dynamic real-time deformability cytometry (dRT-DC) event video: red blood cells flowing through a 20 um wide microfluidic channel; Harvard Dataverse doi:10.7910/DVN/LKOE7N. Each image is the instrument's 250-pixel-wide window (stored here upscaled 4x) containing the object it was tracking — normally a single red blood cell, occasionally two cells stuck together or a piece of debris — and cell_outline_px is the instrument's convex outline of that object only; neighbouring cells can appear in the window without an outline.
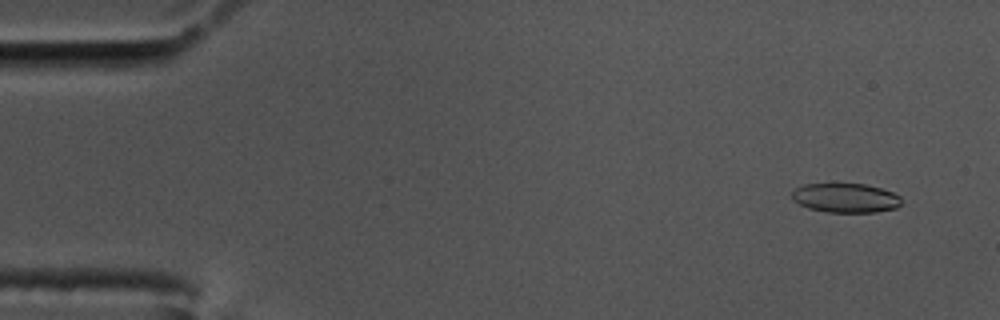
{"species": "common noctule bat (a hibernating species)", "species_latin": "Nyctalus noctula", "temperature_condition": "cold", "stored_images_in_passage": 58, "camera_frame_rate_fps": 3000, "um_per_image_px": 0.085, "animal": {"sex": "male", "body_mass_g": 17.5, "forearm_length_mm": 52.3}, "frame": {"image": 1, "passage_image": 4, "time_ms": 1.0, "image_size_px": [1000, 320], "cell_outline_px": [[900, 204], [896, 208], [876, 212], [828, 212], [808, 208], [792, 200], [792, 192], [796, 188], [804, 184], [864, 184], [880, 188], [892, 192], [900, 196]], "centroid_in_image_um": [71.86, 16.83], "position_along_channel_um": 13.1, "area_um2": 18.55}}
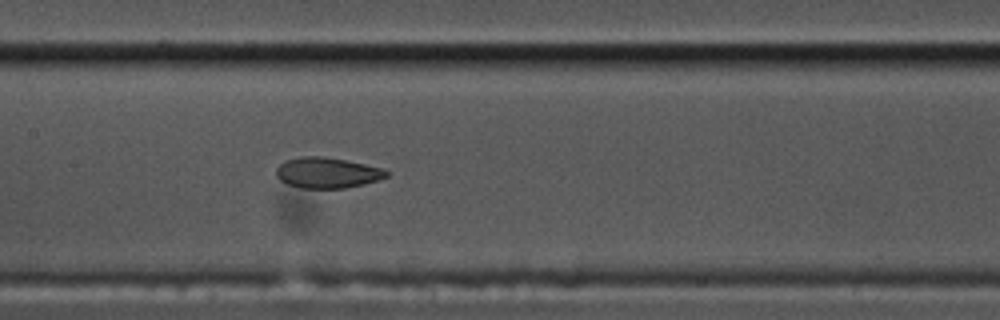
{"frame": {"image": 2, "passage_image": 28, "time_ms": 9.0, "image_size_px": [1000, 320], "cell_outline_px": [[388, 176], [380, 180], [364, 184], [344, 188], [300, 188], [288, 184], [280, 180], [276, 176], [276, 168], [284, 160], [300, 156], [324, 156], [384, 168], [388, 172]], "centroid_in_image_um": [27.8, 14.68], "position_along_channel_um": 179.6, "area_um2": 19.83}}
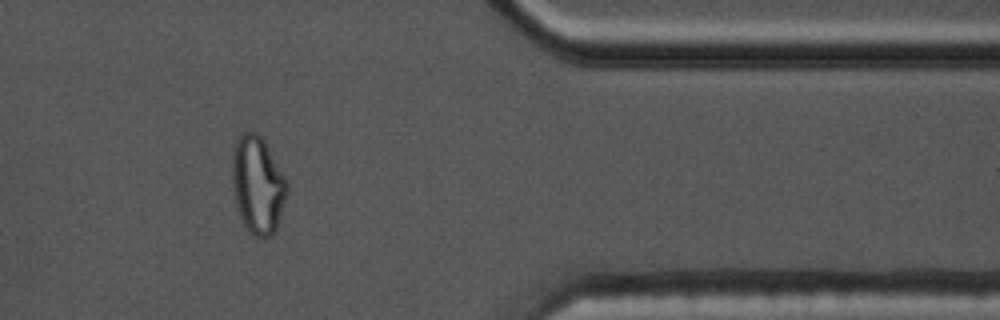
{"frame": {"image": 3, "passage_image": 48, "time_ms": 15.667, "image_size_px": [1000, 320], "cell_outline_px": [[288, 192], [276, 232], [268, 236], [256, 236], [248, 232], [240, 216], [236, 204], [232, 184], [232, 156], [236, 140], [244, 132], [256, 132], [264, 140], [288, 180]], "centroid_in_image_um": [21.93, 15.72], "position_along_channel_um": 389.5, "area_um2": 31.33}, "authors_computed_cell_mechanics": {"area_um2": 20.5768, "velocity_mm_per_s": 3.4609, "shape_relaxation_time_tau1_ms": null, "shape_relaxation_time_tau2_ms": 2.4064, "deformation_change_tau1": null, "deformation_change_tau2": 0.0761}}